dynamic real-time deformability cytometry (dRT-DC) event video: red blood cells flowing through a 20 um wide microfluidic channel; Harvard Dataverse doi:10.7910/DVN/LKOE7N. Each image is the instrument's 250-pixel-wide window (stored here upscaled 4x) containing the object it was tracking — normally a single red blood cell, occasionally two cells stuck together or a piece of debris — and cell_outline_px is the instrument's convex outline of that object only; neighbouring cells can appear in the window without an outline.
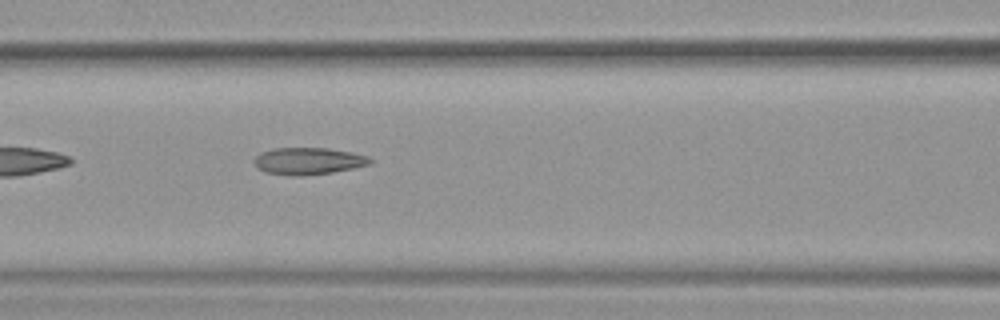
{"species": "common noctule bat (a hibernating species)", "species_latin": "Nyctalus noctula", "temperature_condition": "warm", "stored_images_in_passage": 36, "camera_frame_rate_fps": 3000, "um_per_image_px": 0.085, "animal": {"sex": "female", "body_mass_g": 19.9}, "frame": {"image": 1, "passage_image": 6, "time_ms": 1.667, "image_size_px": [1000, 320], "cell_outline_px": [[376, 160], [368, 164], [352, 168], [332, 172], [296, 176], [288, 176], [264, 172], [256, 168], [256, 156], [260, 152], [272, 148], [328, 148], [352, 152], [368, 156]], "centroid_in_image_um": [26.2, 13.68], "position_along_channel_um": 140.4, "area_um2": 18.26}}